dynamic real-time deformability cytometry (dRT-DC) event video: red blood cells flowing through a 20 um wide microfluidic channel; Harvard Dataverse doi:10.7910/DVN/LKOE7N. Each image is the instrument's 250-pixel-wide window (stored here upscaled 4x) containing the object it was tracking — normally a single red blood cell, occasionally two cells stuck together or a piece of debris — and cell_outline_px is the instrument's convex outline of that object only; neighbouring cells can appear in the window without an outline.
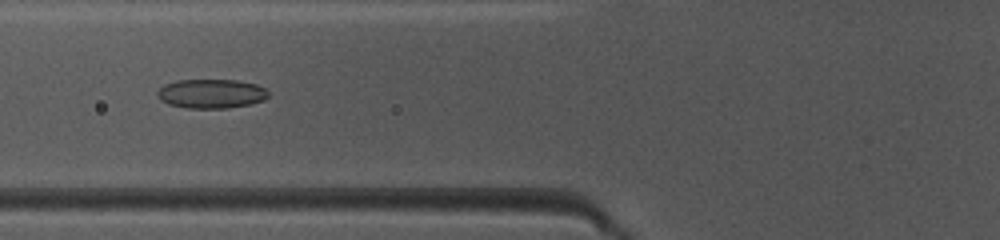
{"species": "common noctule bat (a hibernating species)", "species_latin": "Nyctalus noctula", "temperature_condition": "warm", "stored_images_in_passage": 42, "camera_frame_rate_fps": 3000, "um_per_image_px": 0.085, "animal": {"sex": "female", "body_mass_g": 10.0, "forearm_length_mm": 53.1}, "frame": {"image": 1, "passage_image": 13, "time_ms": 4.0, "image_size_px": [1000, 240], "cell_outline_px": [[268, 96], [264, 100], [248, 104], [228, 108], [188, 108], [168, 104], [160, 100], [156, 96], [156, 92], [164, 84], [176, 80], [236, 80], [256, 84], [264, 88], [268, 92]], "centroid_in_image_um": [17.92, 7.96], "position_along_channel_um": 107.9, "area_um2": 18.9}}
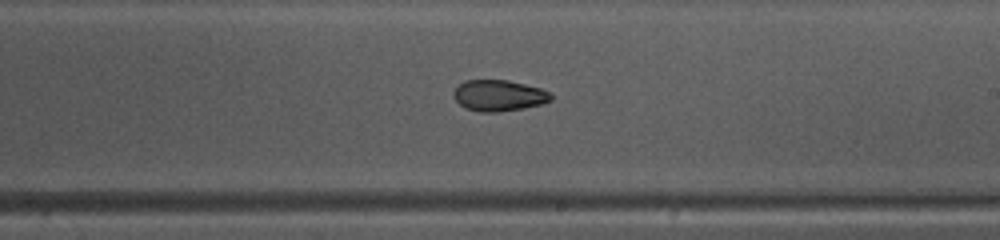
{"frame": {"image": 2, "passage_image": 23, "time_ms": 7.333, "image_size_px": [1000, 240], "cell_outline_px": [[552, 100], [540, 104], [524, 108], [496, 112], [480, 112], [464, 108], [452, 96], [452, 92], [464, 80], [508, 80], [540, 88], [548, 92], [552, 96]], "centroid_in_image_um": [42.36, 8.12], "position_along_channel_um": 246.6, "area_um2": 17.63}}
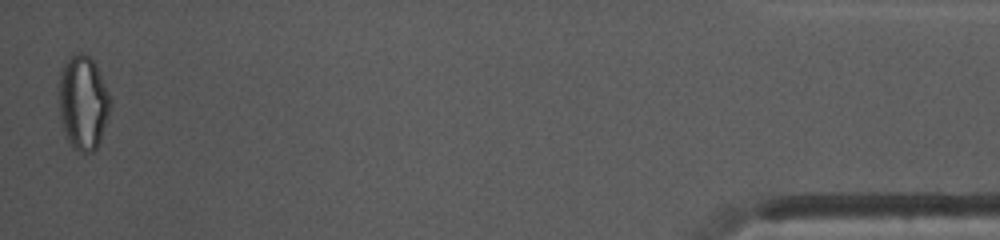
{"frame": {"image": 3, "passage_image": 42, "time_ms": 13.667, "image_size_px": [1000, 240], "cell_outline_px": [[112, 100], [108, 116], [100, 140], [96, 148], [92, 152], [80, 152], [68, 140], [64, 132], [60, 120], [60, 72], [64, 64], [72, 56], [80, 52], [84, 52], [96, 64]], "centroid_in_image_um": [7.08, 8.71], "position_along_channel_um": 428.1, "area_um2": 27.86}, "authors_computed_cell_mechanics": {"area_um2": 19.5075, "velocity_mm_per_s": 4.143, "shape_relaxation_time_tau1_ms": null, "shape_relaxation_time_tau2_ms": 3.5273, "deformation_change_tau1": null, "deformation_change_tau2": 0.0811}}